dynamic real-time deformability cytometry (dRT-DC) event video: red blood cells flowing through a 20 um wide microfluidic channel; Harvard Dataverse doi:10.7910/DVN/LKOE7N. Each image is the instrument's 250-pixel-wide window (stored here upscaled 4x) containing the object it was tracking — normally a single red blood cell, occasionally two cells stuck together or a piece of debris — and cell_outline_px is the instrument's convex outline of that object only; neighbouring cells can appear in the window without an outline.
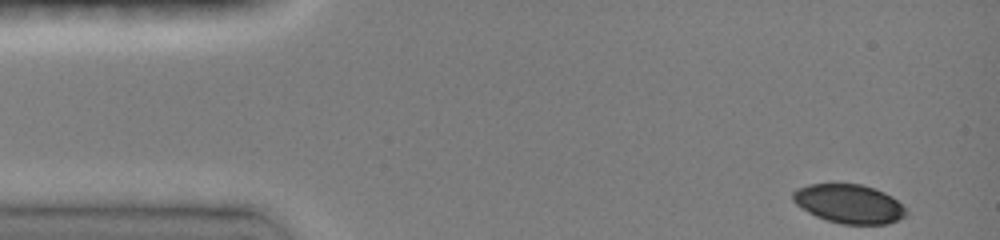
{"species": "common noctule bat (a hibernating species)", "species_latin": "Nyctalus noctula", "temperature_condition": "room temperature", "stored_images_in_passage": 12, "camera_frame_rate_fps": 3000, "um_per_image_px": 0.085, "animal": {"sex": "female", "body_mass_g": 19.0, "forearm_length_mm": 51.5}, "frame": {"image": 1, "passage_image": 1, "time_ms": 0.0, "image_size_px": [1000, 240], "cell_outline_px": [[908, 216], [888, 224], [840, 224], [816, 216], [808, 212], [796, 204], [792, 200], [792, 192], [796, 188], [808, 184], [860, 184], [884, 192], [892, 196], [908, 212]], "centroid_in_image_um": [72.16, 17.33], "position_along_channel_um": 12.8, "area_um2": 25.72}}
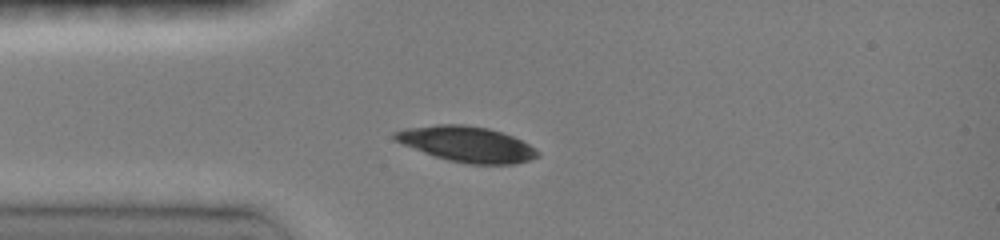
{"frame": {"image": 2, "passage_image": 6, "time_ms": 3.0, "image_size_px": [1000, 240], "cell_outline_px": [[540, 156], [516, 164], [468, 164], [448, 160], [424, 152], [404, 144], [396, 140], [392, 136], [392, 132], [404, 128], [436, 124], [464, 124], [488, 128], [512, 136], [528, 144], [540, 152]], "centroid_in_image_um": [39.68, 12.24], "position_along_channel_um": 45.3, "area_um2": 29.42}}
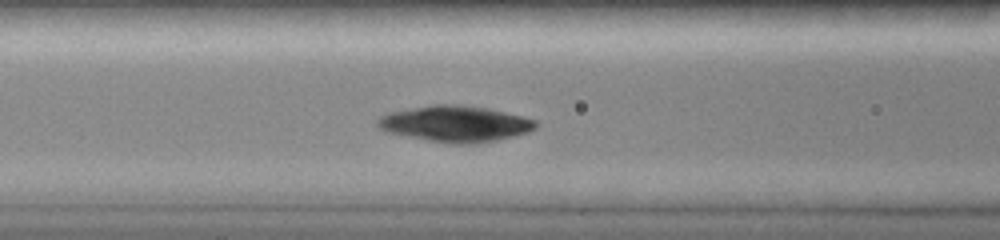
{"frame": {"image": 3, "passage_image": 10, "time_ms": 5.333, "image_size_px": [1000, 240], "cell_outline_px": [[536, 128], [528, 132], [496, 140], [472, 144], [456, 144], [428, 140], [388, 132], [380, 128], [376, 124], [376, 120], [380, 116], [388, 112], [432, 104], [460, 104], [488, 108], [524, 116], [536, 120]], "centroid_in_image_um": [38.7, 10.5], "position_along_channel_um": 127.9, "area_um2": 33.23}}